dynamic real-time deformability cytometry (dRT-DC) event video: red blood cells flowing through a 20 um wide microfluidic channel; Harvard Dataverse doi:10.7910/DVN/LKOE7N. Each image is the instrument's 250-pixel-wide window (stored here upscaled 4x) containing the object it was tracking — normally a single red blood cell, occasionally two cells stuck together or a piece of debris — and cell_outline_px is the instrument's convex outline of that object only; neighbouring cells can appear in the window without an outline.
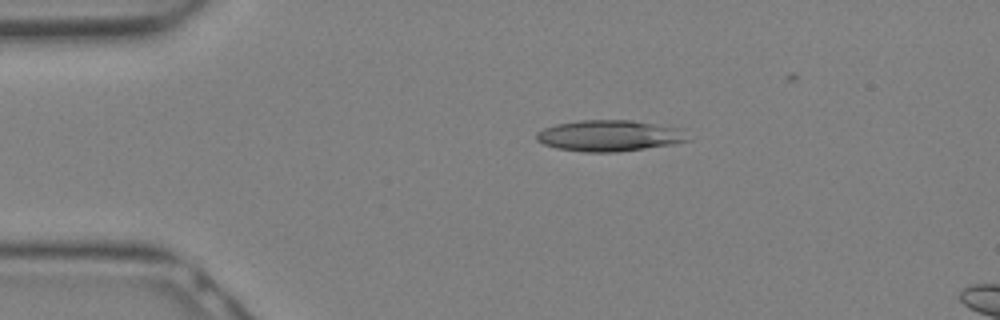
{"species": "Egyptian fruit bat (a non-hibernating species)", "species_latin": "Rousettus aegyptiacus", "temperature_condition": "warm", "stored_images_in_passage": 7, "camera_frame_rate_fps": 3000, "um_per_image_px": 0.085, "animal": {"sex": "female"}, "frame": {"image": 1, "passage_image": 4, "time_ms": 1.0, "image_size_px": [1000, 320], "cell_outline_px": [[692, 140], [672, 144], [616, 152], [584, 152], [556, 148], [544, 144], [536, 140], [536, 132], [544, 128], [556, 124], [580, 120], [632, 120], [684, 128]], "centroid_in_image_um": [51.85, 11.53], "position_along_channel_um": 33.2, "area_um2": 27.74}}